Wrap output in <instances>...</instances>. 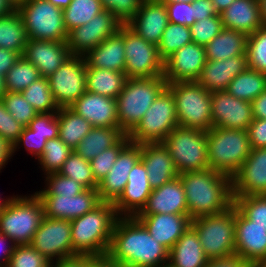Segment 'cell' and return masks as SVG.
Segmentation results:
<instances>
[{"label":"cell","mask_w":266,"mask_h":267,"mask_svg":"<svg viewBox=\"0 0 266 267\" xmlns=\"http://www.w3.org/2000/svg\"><path fill=\"white\" fill-rule=\"evenodd\" d=\"M191 42L192 35L189 26L169 22L158 44L159 56L165 61L174 52Z\"/></svg>","instance_id":"cell-42"},{"label":"cell","mask_w":266,"mask_h":267,"mask_svg":"<svg viewBox=\"0 0 266 267\" xmlns=\"http://www.w3.org/2000/svg\"><path fill=\"white\" fill-rule=\"evenodd\" d=\"M178 174L209 168L207 132L177 126L162 141Z\"/></svg>","instance_id":"cell-9"},{"label":"cell","mask_w":266,"mask_h":267,"mask_svg":"<svg viewBox=\"0 0 266 267\" xmlns=\"http://www.w3.org/2000/svg\"><path fill=\"white\" fill-rule=\"evenodd\" d=\"M127 80L124 72L86 67V91L117 99Z\"/></svg>","instance_id":"cell-35"},{"label":"cell","mask_w":266,"mask_h":267,"mask_svg":"<svg viewBox=\"0 0 266 267\" xmlns=\"http://www.w3.org/2000/svg\"><path fill=\"white\" fill-rule=\"evenodd\" d=\"M37 196L42 201L44 216L69 221L94 210L102 203L97 189H85L76 196Z\"/></svg>","instance_id":"cell-19"},{"label":"cell","mask_w":266,"mask_h":267,"mask_svg":"<svg viewBox=\"0 0 266 267\" xmlns=\"http://www.w3.org/2000/svg\"><path fill=\"white\" fill-rule=\"evenodd\" d=\"M248 68V55L224 60H206L197 82L208 92L226 91L229 83Z\"/></svg>","instance_id":"cell-27"},{"label":"cell","mask_w":266,"mask_h":267,"mask_svg":"<svg viewBox=\"0 0 266 267\" xmlns=\"http://www.w3.org/2000/svg\"><path fill=\"white\" fill-rule=\"evenodd\" d=\"M104 9L126 25L137 13L142 0H100Z\"/></svg>","instance_id":"cell-53"},{"label":"cell","mask_w":266,"mask_h":267,"mask_svg":"<svg viewBox=\"0 0 266 267\" xmlns=\"http://www.w3.org/2000/svg\"><path fill=\"white\" fill-rule=\"evenodd\" d=\"M47 1L61 9L66 8L71 2V0H47Z\"/></svg>","instance_id":"cell-69"},{"label":"cell","mask_w":266,"mask_h":267,"mask_svg":"<svg viewBox=\"0 0 266 267\" xmlns=\"http://www.w3.org/2000/svg\"><path fill=\"white\" fill-rule=\"evenodd\" d=\"M147 174L140 159L129 172L122 194L113 203L119 217H135L146 204L153 191Z\"/></svg>","instance_id":"cell-22"},{"label":"cell","mask_w":266,"mask_h":267,"mask_svg":"<svg viewBox=\"0 0 266 267\" xmlns=\"http://www.w3.org/2000/svg\"><path fill=\"white\" fill-rule=\"evenodd\" d=\"M57 120L59 138L73 150L93 128L91 123L69 107L59 108Z\"/></svg>","instance_id":"cell-36"},{"label":"cell","mask_w":266,"mask_h":267,"mask_svg":"<svg viewBox=\"0 0 266 267\" xmlns=\"http://www.w3.org/2000/svg\"><path fill=\"white\" fill-rule=\"evenodd\" d=\"M207 262L199 236L190 226L170 249L167 267H205Z\"/></svg>","instance_id":"cell-32"},{"label":"cell","mask_w":266,"mask_h":267,"mask_svg":"<svg viewBox=\"0 0 266 267\" xmlns=\"http://www.w3.org/2000/svg\"><path fill=\"white\" fill-rule=\"evenodd\" d=\"M16 8H18L26 0H9Z\"/></svg>","instance_id":"cell-73"},{"label":"cell","mask_w":266,"mask_h":267,"mask_svg":"<svg viewBox=\"0 0 266 267\" xmlns=\"http://www.w3.org/2000/svg\"><path fill=\"white\" fill-rule=\"evenodd\" d=\"M163 3H173V2H187L192 3L194 0H160Z\"/></svg>","instance_id":"cell-72"},{"label":"cell","mask_w":266,"mask_h":267,"mask_svg":"<svg viewBox=\"0 0 266 267\" xmlns=\"http://www.w3.org/2000/svg\"><path fill=\"white\" fill-rule=\"evenodd\" d=\"M129 142L128 135H125L115 146L102 151L90 161L94 179L97 183L101 182V180L109 173L120 151Z\"/></svg>","instance_id":"cell-49"},{"label":"cell","mask_w":266,"mask_h":267,"mask_svg":"<svg viewBox=\"0 0 266 267\" xmlns=\"http://www.w3.org/2000/svg\"><path fill=\"white\" fill-rule=\"evenodd\" d=\"M10 199H11L10 196H9V198L6 197V199H3V200H2V198L0 197V211H1L2 209H4V208L7 206V204H8V202H9Z\"/></svg>","instance_id":"cell-71"},{"label":"cell","mask_w":266,"mask_h":267,"mask_svg":"<svg viewBox=\"0 0 266 267\" xmlns=\"http://www.w3.org/2000/svg\"><path fill=\"white\" fill-rule=\"evenodd\" d=\"M70 55L66 41L28 39L22 56L37 67L41 77H49Z\"/></svg>","instance_id":"cell-25"},{"label":"cell","mask_w":266,"mask_h":267,"mask_svg":"<svg viewBox=\"0 0 266 267\" xmlns=\"http://www.w3.org/2000/svg\"><path fill=\"white\" fill-rule=\"evenodd\" d=\"M205 63V46L191 42L164 61L163 76L167 83L197 81Z\"/></svg>","instance_id":"cell-17"},{"label":"cell","mask_w":266,"mask_h":267,"mask_svg":"<svg viewBox=\"0 0 266 267\" xmlns=\"http://www.w3.org/2000/svg\"><path fill=\"white\" fill-rule=\"evenodd\" d=\"M220 17L224 28L236 30L246 36L264 26L258 0H234L220 13Z\"/></svg>","instance_id":"cell-31"},{"label":"cell","mask_w":266,"mask_h":267,"mask_svg":"<svg viewBox=\"0 0 266 267\" xmlns=\"http://www.w3.org/2000/svg\"><path fill=\"white\" fill-rule=\"evenodd\" d=\"M80 183L85 189H97L98 183L94 179L90 161L85 160L73 151L58 171Z\"/></svg>","instance_id":"cell-43"},{"label":"cell","mask_w":266,"mask_h":267,"mask_svg":"<svg viewBox=\"0 0 266 267\" xmlns=\"http://www.w3.org/2000/svg\"><path fill=\"white\" fill-rule=\"evenodd\" d=\"M247 131L252 149L266 147V119L253 118Z\"/></svg>","instance_id":"cell-57"},{"label":"cell","mask_w":266,"mask_h":267,"mask_svg":"<svg viewBox=\"0 0 266 267\" xmlns=\"http://www.w3.org/2000/svg\"><path fill=\"white\" fill-rule=\"evenodd\" d=\"M252 116L255 119H266V90L252 102Z\"/></svg>","instance_id":"cell-63"},{"label":"cell","mask_w":266,"mask_h":267,"mask_svg":"<svg viewBox=\"0 0 266 267\" xmlns=\"http://www.w3.org/2000/svg\"><path fill=\"white\" fill-rule=\"evenodd\" d=\"M260 7L261 20L264 26H266V0H258Z\"/></svg>","instance_id":"cell-68"},{"label":"cell","mask_w":266,"mask_h":267,"mask_svg":"<svg viewBox=\"0 0 266 267\" xmlns=\"http://www.w3.org/2000/svg\"><path fill=\"white\" fill-rule=\"evenodd\" d=\"M73 151L59 137L47 140L43 154L38 158L44 175L58 172Z\"/></svg>","instance_id":"cell-44"},{"label":"cell","mask_w":266,"mask_h":267,"mask_svg":"<svg viewBox=\"0 0 266 267\" xmlns=\"http://www.w3.org/2000/svg\"><path fill=\"white\" fill-rule=\"evenodd\" d=\"M175 99L178 126L208 132L212 127L211 92L197 81L167 83Z\"/></svg>","instance_id":"cell-7"},{"label":"cell","mask_w":266,"mask_h":267,"mask_svg":"<svg viewBox=\"0 0 266 267\" xmlns=\"http://www.w3.org/2000/svg\"><path fill=\"white\" fill-rule=\"evenodd\" d=\"M189 215L186 195L180 177L154 188L138 214Z\"/></svg>","instance_id":"cell-28"},{"label":"cell","mask_w":266,"mask_h":267,"mask_svg":"<svg viewBox=\"0 0 266 267\" xmlns=\"http://www.w3.org/2000/svg\"><path fill=\"white\" fill-rule=\"evenodd\" d=\"M234 0H212L214 7L218 14L222 13L227 7H229Z\"/></svg>","instance_id":"cell-67"},{"label":"cell","mask_w":266,"mask_h":267,"mask_svg":"<svg viewBox=\"0 0 266 267\" xmlns=\"http://www.w3.org/2000/svg\"><path fill=\"white\" fill-rule=\"evenodd\" d=\"M141 161L143 162L152 189L160 187L179 176L173 159L162 142L143 143Z\"/></svg>","instance_id":"cell-29"},{"label":"cell","mask_w":266,"mask_h":267,"mask_svg":"<svg viewBox=\"0 0 266 267\" xmlns=\"http://www.w3.org/2000/svg\"><path fill=\"white\" fill-rule=\"evenodd\" d=\"M29 39L67 41L63 9L47 0H26L18 8Z\"/></svg>","instance_id":"cell-11"},{"label":"cell","mask_w":266,"mask_h":267,"mask_svg":"<svg viewBox=\"0 0 266 267\" xmlns=\"http://www.w3.org/2000/svg\"><path fill=\"white\" fill-rule=\"evenodd\" d=\"M266 195V147L252 149L232 177V196Z\"/></svg>","instance_id":"cell-21"},{"label":"cell","mask_w":266,"mask_h":267,"mask_svg":"<svg viewBox=\"0 0 266 267\" xmlns=\"http://www.w3.org/2000/svg\"><path fill=\"white\" fill-rule=\"evenodd\" d=\"M266 90V74L247 68L239 73L226 91L238 99L252 102Z\"/></svg>","instance_id":"cell-38"},{"label":"cell","mask_w":266,"mask_h":267,"mask_svg":"<svg viewBox=\"0 0 266 267\" xmlns=\"http://www.w3.org/2000/svg\"><path fill=\"white\" fill-rule=\"evenodd\" d=\"M13 156V145L0 136V172Z\"/></svg>","instance_id":"cell-64"},{"label":"cell","mask_w":266,"mask_h":267,"mask_svg":"<svg viewBox=\"0 0 266 267\" xmlns=\"http://www.w3.org/2000/svg\"><path fill=\"white\" fill-rule=\"evenodd\" d=\"M119 218L113 203L102 202L94 210L71 220L73 256H105Z\"/></svg>","instance_id":"cell-3"},{"label":"cell","mask_w":266,"mask_h":267,"mask_svg":"<svg viewBox=\"0 0 266 267\" xmlns=\"http://www.w3.org/2000/svg\"><path fill=\"white\" fill-rule=\"evenodd\" d=\"M124 24L104 9L88 23L68 32L67 46L71 55L85 56L109 36L116 34Z\"/></svg>","instance_id":"cell-14"},{"label":"cell","mask_w":266,"mask_h":267,"mask_svg":"<svg viewBox=\"0 0 266 267\" xmlns=\"http://www.w3.org/2000/svg\"><path fill=\"white\" fill-rule=\"evenodd\" d=\"M167 87L164 76L127 78L117 97L119 128L128 135L140 122L159 94Z\"/></svg>","instance_id":"cell-4"},{"label":"cell","mask_w":266,"mask_h":267,"mask_svg":"<svg viewBox=\"0 0 266 267\" xmlns=\"http://www.w3.org/2000/svg\"><path fill=\"white\" fill-rule=\"evenodd\" d=\"M30 245L50 262L73 257L71 222L44 216Z\"/></svg>","instance_id":"cell-15"},{"label":"cell","mask_w":266,"mask_h":267,"mask_svg":"<svg viewBox=\"0 0 266 267\" xmlns=\"http://www.w3.org/2000/svg\"><path fill=\"white\" fill-rule=\"evenodd\" d=\"M170 23L192 26L195 23L193 2L165 3Z\"/></svg>","instance_id":"cell-55"},{"label":"cell","mask_w":266,"mask_h":267,"mask_svg":"<svg viewBox=\"0 0 266 267\" xmlns=\"http://www.w3.org/2000/svg\"><path fill=\"white\" fill-rule=\"evenodd\" d=\"M207 150L209 168L232 178L252 150L248 131L212 127L207 132Z\"/></svg>","instance_id":"cell-5"},{"label":"cell","mask_w":266,"mask_h":267,"mask_svg":"<svg viewBox=\"0 0 266 267\" xmlns=\"http://www.w3.org/2000/svg\"><path fill=\"white\" fill-rule=\"evenodd\" d=\"M69 108L93 127L119 128L117 100L86 91Z\"/></svg>","instance_id":"cell-24"},{"label":"cell","mask_w":266,"mask_h":267,"mask_svg":"<svg viewBox=\"0 0 266 267\" xmlns=\"http://www.w3.org/2000/svg\"><path fill=\"white\" fill-rule=\"evenodd\" d=\"M45 179L46 186L36 195L76 196L85 190L80 183L58 172L47 174Z\"/></svg>","instance_id":"cell-47"},{"label":"cell","mask_w":266,"mask_h":267,"mask_svg":"<svg viewBox=\"0 0 266 267\" xmlns=\"http://www.w3.org/2000/svg\"><path fill=\"white\" fill-rule=\"evenodd\" d=\"M177 126L175 99L166 87L128 134V138L135 144L162 142Z\"/></svg>","instance_id":"cell-10"},{"label":"cell","mask_w":266,"mask_h":267,"mask_svg":"<svg viewBox=\"0 0 266 267\" xmlns=\"http://www.w3.org/2000/svg\"><path fill=\"white\" fill-rule=\"evenodd\" d=\"M125 71L127 78H152L163 76L164 61L158 46L138 36L124 25Z\"/></svg>","instance_id":"cell-12"},{"label":"cell","mask_w":266,"mask_h":267,"mask_svg":"<svg viewBox=\"0 0 266 267\" xmlns=\"http://www.w3.org/2000/svg\"><path fill=\"white\" fill-rule=\"evenodd\" d=\"M211 118L213 127L247 130L253 121L252 103L227 91L211 92Z\"/></svg>","instance_id":"cell-16"},{"label":"cell","mask_w":266,"mask_h":267,"mask_svg":"<svg viewBox=\"0 0 266 267\" xmlns=\"http://www.w3.org/2000/svg\"><path fill=\"white\" fill-rule=\"evenodd\" d=\"M208 259L235 254V205L219 214L191 219Z\"/></svg>","instance_id":"cell-8"},{"label":"cell","mask_w":266,"mask_h":267,"mask_svg":"<svg viewBox=\"0 0 266 267\" xmlns=\"http://www.w3.org/2000/svg\"><path fill=\"white\" fill-rule=\"evenodd\" d=\"M168 251L191 226L189 215L177 214H137L135 216Z\"/></svg>","instance_id":"cell-26"},{"label":"cell","mask_w":266,"mask_h":267,"mask_svg":"<svg viewBox=\"0 0 266 267\" xmlns=\"http://www.w3.org/2000/svg\"><path fill=\"white\" fill-rule=\"evenodd\" d=\"M247 55L248 68L266 74V26L248 36Z\"/></svg>","instance_id":"cell-46"},{"label":"cell","mask_w":266,"mask_h":267,"mask_svg":"<svg viewBox=\"0 0 266 267\" xmlns=\"http://www.w3.org/2000/svg\"><path fill=\"white\" fill-rule=\"evenodd\" d=\"M168 23L165 3L160 0H145L126 25L147 42L158 46Z\"/></svg>","instance_id":"cell-23"},{"label":"cell","mask_w":266,"mask_h":267,"mask_svg":"<svg viewBox=\"0 0 266 267\" xmlns=\"http://www.w3.org/2000/svg\"><path fill=\"white\" fill-rule=\"evenodd\" d=\"M28 39L23 19L17 9L0 17V48L23 55Z\"/></svg>","instance_id":"cell-37"},{"label":"cell","mask_w":266,"mask_h":267,"mask_svg":"<svg viewBox=\"0 0 266 267\" xmlns=\"http://www.w3.org/2000/svg\"><path fill=\"white\" fill-rule=\"evenodd\" d=\"M7 92L6 84H5V76L0 75V99H2L3 95Z\"/></svg>","instance_id":"cell-70"},{"label":"cell","mask_w":266,"mask_h":267,"mask_svg":"<svg viewBox=\"0 0 266 267\" xmlns=\"http://www.w3.org/2000/svg\"><path fill=\"white\" fill-rule=\"evenodd\" d=\"M46 142V137L39 136L28 127H24L18 140L13 144V156L17 148L20 149L24 145L25 150L32 156H36L35 159H38L43 154Z\"/></svg>","instance_id":"cell-54"},{"label":"cell","mask_w":266,"mask_h":267,"mask_svg":"<svg viewBox=\"0 0 266 267\" xmlns=\"http://www.w3.org/2000/svg\"><path fill=\"white\" fill-rule=\"evenodd\" d=\"M191 219L222 213L234 204L232 178L210 168L179 174Z\"/></svg>","instance_id":"cell-2"},{"label":"cell","mask_w":266,"mask_h":267,"mask_svg":"<svg viewBox=\"0 0 266 267\" xmlns=\"http://www.w3.org/2000/svg\"><path fill=\"white\" fill-rule=\"evenodd\" d=\"M107 255L123 267H167L169 251L136 217H119Z\"/></svg>","instance_id":"cell-1"},{"label":"cell","mask_w":266,"mask_h":267,"mask_svg":"<svg viewBox=\"0 0 266 267\" xmlns=\"http://www.w3.org/2000/svg\"><path fill=\"white\" fill-rule=\"evenodd\" d=\"M27 127L47 140L55 139L59 137L57 112L38 113Z\"/></svg>","instance_id":"cell-52"},{"label":"cell","mask_w":266,"mask_h":267,"mask_svg":"<svg viewBox=\"0 0 266 267\" xmlns=\"http://www.w3.org/2000/svg\"><path fill=\"white\" fill-rule=\"evenodd\" d=\"M103 10L100 0H71L70 4L63 9L64 24L67 32L88 23Z\"/></svg>","instance_id":"cell-39"},{"label":"cell","mask_w":266,"mask_h":267,"mask_svg":"<svg viewBox=\"0 0 266 267\" xmlns=\"http://www.w3.org/2000/svg\"><path fill=\"white\" fill-rule=\"evenodd\" d=\"M17 8L9 0H0V17L14 12Z\"/></svg>","instance_id":"cell-66"},{"label":"cell","mask_w":266,"mask_h":267,"mask_svg":"<svg viewBox=\"0 0 266 267\" xmlns=\"http://www.w3.org/2000/svg\"><path fill=\"white\" fill-rule=\"evenodd\" d=\"M23 128L24 126L12 117L3 100L0 99V136L13 145L18 140Z\"/></svg>","instance_id":"cell-56"},{"label":"cell","mask_w":266,"mask_h":267,"mask_svg":"<svg viewBox=\"0 0 266 267\" xmlns=\"http://www.w3.org/2000/svg\"><path fill=\"white\" fill-rule=\"evenodd\" d=\"M193 7L195 21H199L207 17L220 15L216 11L212 0H194Z\"/></svg>","instance_id":"cell-59"},{"label":"cell","mask_w":266,"mask_h":267,"mask_svg":"<svg viewBox=\"0 0 266 267\" xmlns=\"http://www.w3.org/2000/svg\"><path fill=\"white\" fill-rule=\"evenodd\" d=\"M235 254L252 266L266 264V230L254 225L236 206Z\"/></svg>","instance_id":"cell-18"},{"label":"cell","mask_w":266,"mask_h":267,"mask_svg":"<svg viewBox=\"0 0 266 267\" xmlns=\"http://www.w3.org/2000/svg\"><path fill=\"white\" fill-rule=\"evenodd\" d=\"M2 100L12 117L24 127H27L30 121L38 114L21 92L7 91Z\"/></svg>","instance_id":"cell-48"},{"label":"cell","mask_w":266,"mask_h":267,"mask_svg":"<svg viewBox=\"0 0 266 267\" xmlns=\"http://www.w3.org/2000/svg\"><path fill=\"white\" fill-rule=\"evenodd\" d=\"M86 67L125 71L124 25L84 56Z\"/></svg>","instance_id":"cell-30"},{"label":"cell","mask_w":266,"mask_h":267,"mask_svg":"<svg viewBox=\"0 0 266 267\" xmlns=\"http://www.w3.org/2000/svg\"><path fill=\"white\" fill-rule=\"evenodd\" d=\"M205 267H252V265L240 255L234 254L228 257L208 259Z\"/></svg>","instance_id":"cell-58"},{"label":"cell","mask_w":266,"mask_h":267,"mask_svg":"<svg viewBox=\"0 0 266 267\" xmlns=\"http://www.w3.org/2000/svg\"><path fill=\"white\" fill-rule=\"evenodd\" d=\"M39 78L41 75L37 67L21 56L5 75L6 89L10 92H22Z\"/></svg>","instance_id":"cell-41"},{"label":"cell","mask_w":266,"mask_h":267,"mask_svg":"<svg viewBox=\"0 0 266 267\" xmlns=\"http://www.w3.org/2000/svg\"><path fill=\"white\" fill-rule=\"evenodd\" d=\"M223 22L220 15L207 17L190 26L192 42L206 46L214 37L223 30Z\"/></svg>","instance_id":"cell-51"},{"label":"cell","mask_w":266,"mask_h":267,"mask_svg":"<svg viewBox=\"0 0 266 267\" xmlns=\"http://www.w3.org/2000/svg\"><path fill=\"white\" fill-rule=\"evenodd\" d=\"M90 255H76L69 258H64L51 263V267H87Z\"/></svg>","instance_id":"cell-61"},{"label":"cell","mask_w":266,"mask_h":267,"mask_svg":"<svg viewBox=\"0 0 266 267\" xmlns=\"http://www.w3.org/2000/svg\"><path fill=\"white\" fill-rule=\"evenodd\" d=\"M43 217V204L36 193L12 196L0 211V233L16 245L30 244Z\"/></svg>","instance_id":"cell-6"},{"label":"cell","mask_w":266,"mask_h":267,"mask_svg":"<svg viewBox=\"0 0 266 267\" xmlns=\"http://www.w3.org/2000/svg\"><path fill=\"white\" fill-rule=\"evenodd\" d=\"M125 135L120 128L93 127L74 151L85 160L91 161L102 151L115 146Z\"/></svg>","instance_id":"cell-34"},{"label":"cell","mask_w":266,"mask_h":267,"mask_svg":"<svg viewBox=\"0 0 266 267\" xmlns=\"http://www.w3.org/2000/svg\"><path fill=\"white\" fill-rule=\"evenodd\" d=\"M47 79L58 107L71 106L86 92V62L84 56L70 55Z\"/></svg>","instance_id":"cell-13"},{"label":"cell","mask_w":266,"mask_h":267,"mask_svg":"<svg viewBox=\"0 0 266 267\" xmlns=\"http://www.w3.org/2000/svg\"><path fill=\"white\" fill-rule=\"evenodd\" d=\"M37 113H51L59 110L51 92L47 77H41L21 92Z\"/></svg>","instance_id":"cell-40"},{"label":"cell","mask_w":266,"mask_h":267,"mask_svg":"<svg viewBox=\"0 0 266 267\" xmlns=\"http://www.w3.org/2000/svg\"><path fill=\"white\" fill-rule=\"evenodd\" d=\"M141 159V146L129 142L119 153L109 173L98 183L97 191L102 202L114 203L128 183V174Z\"/></svg>","instance_id":"cell-20"},{"label":"cell","mask_w":266,"mask_h":267,"mask_svg":"<svg viewBox=\"0 0 266 267\" xmlns=\"http://www.w3.org/2000/svg\"><path fill=\"white\" fill-rule=\"evenodd\" d=\"M22 55L0 48V75L5 76Z\"/></svg>","instance_id":"cell-60"},{"label":"cell","mask_w":266,"mask_h":267,"mask_svg":"<svg viewBox=\"0 0 266 267\" xmlns=\"http://www.w3.org/2000/svg\"><path fill=\"white\" fill-rule=\"evenodd\" d=\"M45 256L30 244L16 245L6 267H51Z\"/></svg>","instance_id":"cell-50"},{"label":"cell","mask_w":266,"mask_h":267,"mask_svg":"<svg viewBox=\"0 0 266 267\" xmlns=\"http://www.w3.org/2000/svg\"><path fill=\"white\" fill-rule=\"evenodd\" d=\"M234 205L253 221L254 225L266 230V195L236 196Z\"/></svg>","instance_id":"cell-45"},{"label":"cell","mask_w":266,"mask_h":267,"mask_svg":"<svg viewBox=\"0 0 266 267\" xmlns=\"http://www.w3.org/2000/svg\"><path fill=\"white\" fill-rule=\"evenodd\" d=\"M9 242V243H8ZM16 244L0 233V267H6Z\"/></svg>","instance_id":"cell-62"},{"label":"cell","mask_w":266,"mask_h":267,"mask_svg":"<svg viewBox=\"0 0 266 267\" xmlns=\"http://www.w3.org/2000/svg\"><path fill=\"white\" fill-rule=\"evenodd\" d=\"M252 267H266V264H258V265H254Z\"/></svg>","instance_id":"cell-74"},{"label":"cell","mask_w":266,"mask_h":267,"mask_svg":"<svg viewBox=\"0 0 266 267\" xmlns=\"http://www.w3.org/2000/svg\"><path fill=\"white\" fill-rule=\"evenodd\" d=\"M87 267H123L112 260L108 255L92 256L87 263Z\"/></svg>","instance_id":"cell-65"},{"label":"cell","mask_w":266,"mask_h":267,"mask_svg":"<svg viewBox=\"0 0 266 267\" xmlns=\"http://www.w3.org/2000/svg\"><path fill=\"white\" fill-rule=\"evenodd\" d=\"M247 39L244 33L223 28L206 46V60H224L233 56L247 54Z\"/></svg>","instance_id":"cell-33"}]
</instances>
